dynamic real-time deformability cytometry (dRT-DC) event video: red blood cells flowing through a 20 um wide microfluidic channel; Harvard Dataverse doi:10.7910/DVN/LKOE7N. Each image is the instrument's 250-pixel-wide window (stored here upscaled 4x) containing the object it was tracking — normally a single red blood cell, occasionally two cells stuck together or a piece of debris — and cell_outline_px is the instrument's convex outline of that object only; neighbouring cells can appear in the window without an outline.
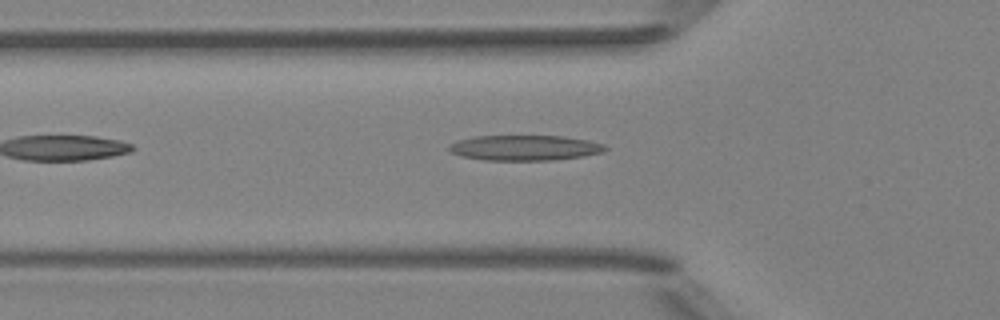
{"species": "Egyptian fruit bat (a non-hibernating species)", "species_latin": "Rousettus aegyptiacus", "temperature_condition": "room temperature", "stored_images_in_passage": 36, "camera_frame_rate_fps": 3000, "um_per_image_px": 0.085, "animal": {"sex": "female"}, "frame": {"image": 1, "passage_image": 3, "time_ms": 0.667, "image_size_px": [1000, 320], "cell_outline_px": [[608, 148], [604, 152], [584, 156], [556, 160], [484, 160], [460, 156], [452, 152], [448, 148], [448, 144], [456, 140], [476, 136], [560, 136], [588, 140], [604, 144]], "centroid_in_image_um": [44.6, 12.56], "position_along_channel_um": 81.2, "area_um2": 23.18}}
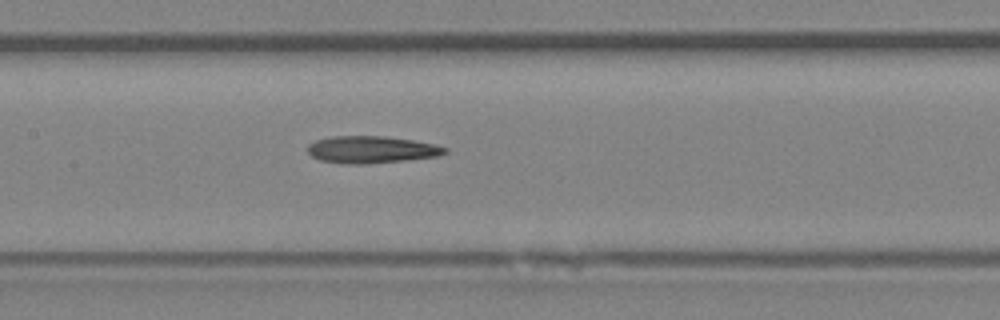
{"frame": {"image": 2, "passage_image": 10, "time_ms": 3.0, "image_size_px": [1000, 320], "cell_outline_px": [[448, 152], [436, 156], [408, 160], [364, 164], [340, 164], [320, 160], [312, 156], [308, 152], [308, 144], [316, 140], [328, 136], [384, 136], [412, 140], [436, 144], [448, 148]], "centroid_in_image_um": [31.56, 12.72], "position_along_channel_um": 175.8, "area_um2": 21.85}}
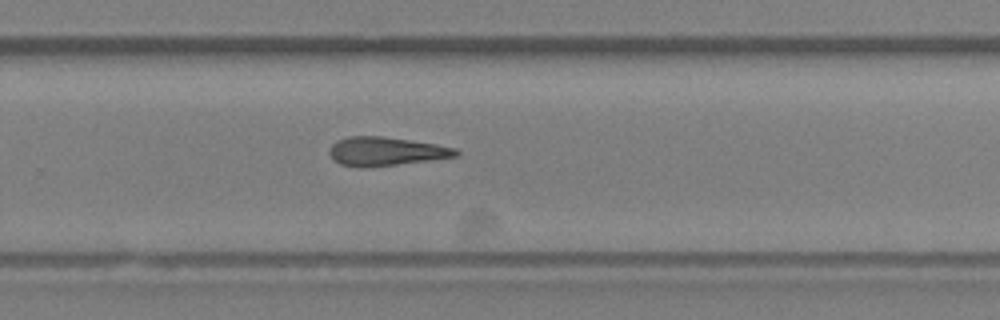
{"frame": {"image": 3, "passage_image": 19, "time_ms": 6.0, "image_size_px": [1000, 320], "cell_outline_px": [[460, 152], [456, 156], [428, 160], [364, 168], [360, 168], [340, 164], [332, 160], [328, 152], [332, 144], [336, 140], [348, 136], [384, 136], [436, 144], [456, 148]], "centroid_in_image_um": [32.73, 12.86], "position_along_channel_um": 297.1, "area_um2": 21.21}, "authors_computed_cell_mechanics": {"area_um2": 21.1259, "velocity_mm_per_s": 4.0507, "shape_relaxation_time_tau1_ms": null, "shape_relaxation_time_tau2_ms": 6.656, "deformation_change_tau1": null, "deformation_change_tau2": 0.2351}}